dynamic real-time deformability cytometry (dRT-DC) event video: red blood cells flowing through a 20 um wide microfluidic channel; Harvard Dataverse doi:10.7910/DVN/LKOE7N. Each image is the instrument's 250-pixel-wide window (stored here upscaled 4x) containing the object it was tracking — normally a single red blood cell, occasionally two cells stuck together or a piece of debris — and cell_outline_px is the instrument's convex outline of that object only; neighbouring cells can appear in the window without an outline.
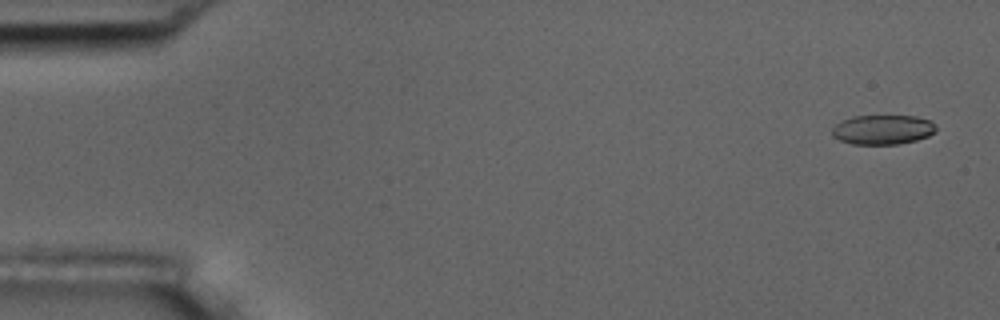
{"species": "common noctule bat (a hibernating species)", "species_latin": "Nyctalus noctula", "temperature_condition": "room temperature", "stored_images_in_passage": 5, "segment_of_instrument_passage": [1, 2], "camera_frame_rate_fps": 3000, "um_per_image_px": 0.085, "animal": {"sex": "male", "body_mass_g": 17.5, "forearm_length_mm": 52.3}, "frame": {"image": 1, "passage_image": 1, "time_ms": 0.0, "image_size_px": [1000, 320], "cell_outline_px": [[936, 132], [928, 136], [916, 140], [896, 144], [852, 144], [840, 140], [832, 136], [832, 128], [836, 124], [852, 116], [916, 116], [932, 120], [936, 124]], "centroid_in_image_um": [75.06, 11.01], "position_along_channel_um": 9.9, "area_um2": 17.98}}
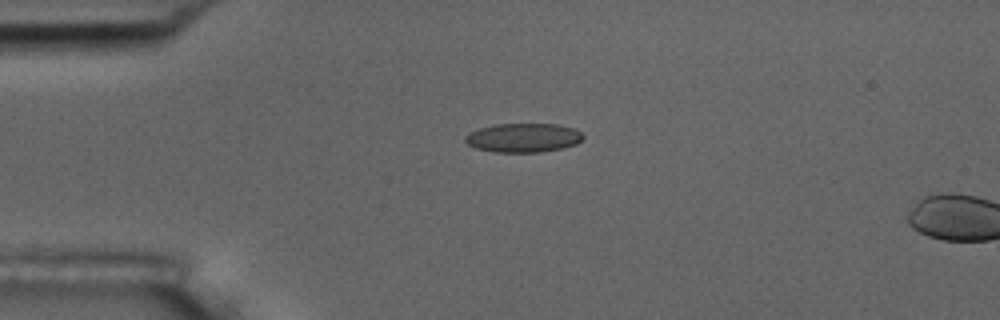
{"frame": {"image": 2, "passage_image": 4, "time_ms": 3.667, "image_size_px": [1000, 320], "cell_outline_px": [[584, 136], [576, 144], [560, 148], [540, 152], [496, 152], [476, 148], [468, 144], [464, 140], [464, 136], [468, 132], [480, 128], [496, 124], [556, 124], [576, 128]], "centroid_in_image_um": [44.46, 11.7], "position_along_channel_um": 40.5, "area_um2": 19.88}}